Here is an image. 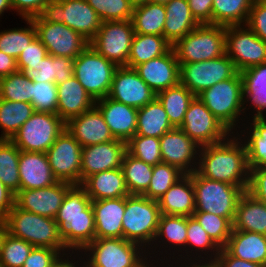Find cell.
Returning a JSON list of instances; mask_svg holds the SVG:
<instances>
[{
    "label": "cell",
    "mask_w": 266,
    "mask_h": 267,
    "mask_svg": "<svg viewBox=\"0 0 266 267\" xmlns=\"http://www.w3.org/2000/svg\"><path fill=\"white\" fill-rule=\"evenodd\" d=\"M164 6L166 9V21L163 28V36L173 45L195 29L199 23L191 14L188 0H170Z\"/></svg>",
    "instance_id": "cell-34"
},
{
    "label": "cell",
    "mask_w": 266,
    "mask_h": 267,
    "mask_svg": "<svg viewBox=\"0 0 266 267\" xmlns=\"http://www.w3.org/2000/svg\"><path fill=\"white\" fill-rule=\"evenodd\" d=\"M95 238H123L122 219L125 197L92 200Z\"/></svg>",
    "instance_id": "cell-28"
},
{
    "label": "cell",
    "mask_w": 266,
    "mask_h": 267,
    "mask_svg": "<svg viewBox=\"0 0 266 267\" xmlns=\"http://www.w3.org/2000/svg\"><path fill=\"white\" fill-rule=\"evenodd\" d=\"M62 254L52 248L34 247L23 267H53Z\"/></svg>",
    "instance_id": "cell-56"
},
{
    "label": "cell",
    "mask_w": 266,
    "mask_h": 267,
    "mask_svg": "<svg viewBox=\"0 0 266 267\" xmlns=\"http://www.w3.org/2000/svg\"><path fill=\"white\" fill-rule=\"evenodd\" d=\"M232 230L266 235V204L245 191L238 200Z\"/></svg>",
    "instance_id": "cell-35"
},
{
    "label": "cell",
    "mask_w": 266,
    "mask_h": 267,
    "mask_svg": "<svg viewBox=\"0 0 266 267\" xmlns=\"http://www.w3.org/2000/svg\"><path fill=\"white\" fill-rule=\"evenodd\" d=\"M18 71L16 59L0 51V78Z\"/></svg>",
    "instance_id": "cell-63"
},
{
    "label": "cell",
    "mask_w": 266,
    "mask_h": 267,
    "mask_svg": "<svg viewBox=\"0 0 266 267\" xmlns=\"http://www.w3.org/2000/svg\"><path fill=\"white\" fill-rule=\"evenodd\" d=\"M65 130L57 114L35 111L10 140L20 151L46 153Z\"/></svg>",
    "instance_id": "cell-11"
},
{
    "label": "cell",
    "mask_w": 266,
    "mask_h": 267,
    "mask_svg": "<svg viewBox=\"0 0 266 267\" xmlns=\"http://www.w3.org/2000/svg\"><path fill=\"white\" fill-rule=\"evenodd\" d=\"M18 166L20 190L45 188L58 181L44 152L20 151Z\"/></svg>",
    "instance_id": "cell-26"
},
{
    "label": "cell",
    "mask_w": 266,
    "mask_h": 267,
    "mask_svg": "<svg viewBox=\"0 0 266 267\" xmlns=\"http://www.w3.org/2000/svg\"><path fill=\"white\" fill-rule=\"evenodd\" d=\"M134 70L156 94L180 83V64L173 49L135 66Z\"/></svg>",
    "instance_id": "cell-23"
},
{
    "label": "cell",
    "mask_w": 266,
    "mask_h": 267,
    "mask_svg": "<svg viewBox=\"0 0 266 267\" xmlns=\"http://www.w3.org/2000/svg\"><path fill=\"white\" fill-rule=\"evenodd\" d=\"M7 233V227L4 220H0V249L2 247V242Z\"/></svg>",
    "instance_id": "cell-66"
},
{
    "label": "cell",
    "mask_w": 266,
    "mask_h": 267,
    "mask_svg": "<svg viewBox=\"0 0 266 267\" xmlns=\"http://www.w3.org/2000/svg\"><path fill=\"white\" fill-rule=\"evenodd\" d=\"M102 22L131 20L133 6L128 0H86Z\"/></svg>",
    "instance_id": "cell-52"
},
{
    "label": "cell",
    "mask_w": 266,
    "mask_h": 267,
    "mask_svg": "<svg viewBox=\"0 0 266 267\" xmlns=\"http://www.w3.org/2000/svg\"><path fill=\"white\" fill-rule=\"evenodd\" d=\"M49 0H11L12 10L22 19L39 16Z\"/></svg>",
    "instance_id": "cell-58"
},
{
    "label": "cell",
    "mask_w": 266,
    "mask_h": 267,
    "mask_svg": "<svg viewBox=\"0 0 266 267\" xmlns=\"http://www.w3.org/2000/svg\"><path fill=\"white\" fill-rule=\"evenodd\" d=\"M53 267H88V266L84 256L80 252H70L65 255H62L59 258V260L54 264Z\"/></svg>",
    "instance_id": "cell-62"
},
{
    "label": "cell",
    "mask_w": 266,
    "mask_h": 267,
    "mask_svg": "<svg viewBox=\"0 0 266 267\" xmlns=\"http://www.w3.org/2000/svg\"><path fill=\"white\" fill-rule=\"evenodd\" d=\"M195 97L196 96L181 83L156 94V98L162 104L167 113L168 120L174 128H179L181 126L187 109Z\"/></svg>",
    "instance_id": "cell-40"
},
{
    "label": "cell",
    "mask_w": 266,
    "mask_h": 267,
    "mask_svg": "<svg viewBox=\"0 0 266 267\" xmlns=\"http://www.w3.org/2000/svg\"><path fill=\"white\" fill-rule=\"evenodd\" d=\"M162 162L178 167L185 174L196 171L200 146L180 128H173L160 138Z\"/></svg>",
    "instance_id": "cell-19"
},
{
    "label": "cell",
    "mask_w": 266,
    "mask_h": 267,
    "mask_svg": "<svg viewBox=\"0 0 266 267\" xmlns=\"http://www.w3.org/2000/svg\"><path fill=\"white\" fill-rule=\"evenodd\" d=\"M246 25L266 42V0H254Z\"/></svg>",
    "instance_id": "cell-55"
},
{
    "label": "cell",
    "mask_w": 266,
    "mask_h": 267,
    "mask_svg": "<svg viewBox=\"0 0 266 267\" xmlns=\"http://www.w3.org/2000/svg\"><path fill=\"white\" fill-rule=\"evenodd\" d=\"M71 185L57 181L45 188L19 190L15 194L14 204L22 210L55 219Z\"/></svg>",
    "instance_id": "cell-21"
},
{
    "label": "cell",
    "mask_w": 266,
    "mask_h": 267,
    "mask_svg": "<svg viewBox=\"0 0 266 267\" xmlns=\"http://www.w3.org/2000/svg\"><path fill=\"white\" fill-rule=\"evenodd\" d=\"M179 64L180 83L195 96L239 72L226 54L212 60Z\"/></svg>",
    "instance_id": "cell-13"
},
{
    "label": "cell",
    "mask_w": 266,
    "mask_h": 267,
    "mask_svg": "<svg viewBox=\"0 0 266 267\" xmlns=\"http://www.w3.org/2000/svg\"><path fill=\"white\" fill-rule=\"evenodd\" d=\"M179 128L200 147L220 143L232 134L197 97L191 101Z\"/></svg>",
    "instance_id": "cell-17"
},
{
    "label": "cell",
    "mask_w": 266,
    "mask_h": 267,
    "mask_svg": "<svg viewBox=\"0 0 266 267\" xmlns=\"http://www.w3.org/2000/svg\"><path fill=\"white\" fill-rule=\"evenodd\" d=\"M121 169L129 193L142 195L149 187L153 166L146 164L126 151Z\"/></svg>",
    "instance_id": "cell-44"
},
{
    "label": "cell",
    "mask_w": 266,
    "mask_h": 267,
    "mask_svg": "<svg viewBox=\"0 0 266 267\" xmlns=\"http://www.w3.org/2000/svg\"><path fill=\"white\" fill-rule=\"evenodd\" d=\"M173 128L167 113L157 98L138 109L135 136L160 138Z\"/></svg>",
    "instance_id": "cell-38"
},
{
    "label": "cell",
    "mask_w": 266,
    "mask_h": 267,
    "mask_svg": "<svg viewBox=\"0 0 266 267\" xmlns=\"http://www.w3.org/2000/svg\"><path fill=\"white\" fill-rule=\"evenodd\" d=\"M189 175L194 187L195 211L225 217L233 224L236 206L244 191L238 186L205 178L197 171Z\"/></svg>",
    "instance_id": "cell-8"
},
{
    "label": "cell",
    "mask_w": 266,
    "mask_h": 267,
    "mask_svg": "<svg viewBox=\"0 0 266 267\" xmlns=\"http://www.w3.org/2000/svg\"><path fill=\"white\" fill-rule=\"evenodd\" d=\"M171 49L172 45L164 36L135 33L126 67L134 68L143 62L167 54Z\"/></svg>",
    "instance_id": "cell-39"
},
{
    "label": "cell",
    "mask_w": 266,
    "mask_h": 267,
    "mask_svg": "<svg viewBox=\"0 0 266 267\" xmlns=\"http://www.w3.org/2000/svg\"><path fill=\"white\" fill-rule=\"evenodd\" d=\"M115 139L128 142L136 134L138 109L108 96L95 101Z\"/></svg>",
    "instance_id": "cell-25"
},
{
    "label": "cell",
    "mask_w": 266,
    "mask_h": 267,
    "mask_svg": "<svg viewBox=\"0 0 266 267\" xmlns=\"http://www.w3.org/2000/svg\"><path fill=\"white\" fill-rule=\"evenodd\" d=\"M196 171L205 178L247 191L250 168L246 147L241 138L232 133L220 143L201 146Z\"/></svg>",
    "instance_id": "cell-1"
},
{
    "label": "cell",
    "mask_w": 266,
    "mask_h": 267,
    "mask_svg": "<svg viewBox=\"0 0 266 267\" xmlns=\"http://www.w3.org/2000/svg\"><path fill=\"white\" fill-rule=\"evenodd\" d=\"M34 112L30 103L0 99V139L10 140Z\"/></svg>",
    "instance_id": "cell-43"
},
{
    "label": "cell",
    "mask_w": 266,
    "mask_h": 267,
    "mask_svg": "<svg viewBox=\"0 0 266 267\" xmlns=\"http://www.w3.org/2000/svg\"><path fill=\"white\" fill-rule=\"evenodd\" d=\"M91 202L81 184H72L55 217L63 243L70 252H81L95 239V220Z\"/></svg>",
    "instance_id": "cell-2"
},
{
    "label": "cell",
    "mask_w": 266,
    "mask_h": 267,
    "mask_svg": "<svg viewBox=\"0 0 266 267\" xmlns=\"http://www.w3.org/2000/svg\"><path fill=\"white\" fill-rule=\"evenodd\" d=\"M26 27H14L0 31V51L17 59L26 47L37 36L32 19H22Z\"/></svg>",
    "instance_id": "cell-46"
},
{
    "label": "cell",
    "mask_w": 266,
    "mask_h": 267,
    "mask_svg": "<svg viewBox=\"0 0 266 267\" xmlns=\"http://www.w3.org/2000/svg\"><path fill=\"white\" fill-rule=\"evenodd\" d=\"M224 249L233 257L266 266V235L232 230Z\"/></svg>",
    "instance_id": "cell-32"
},
{
    "label": "cell",
    "mask_w": 266,
    "mask_h": 267,
    "mask_svg": "<svg viewBox=\"0 0 266 267\" xmlns=\"http://www.w3.org/2000/svg\"><path fill=\"white\" fill-rule=\"evenodd\" d=\"M37 37L46 47L48 54L67 58H77L90 42L64 23L44 21L40 16L32 18Z\"/></svg>",
    "instance_id": "cell-16"
},
{
    "label": "cell",
    "mask_w": 266,
    "mask_h": 267,
    "mask_svg": "<svg viewBox=\"0 0 266 267\" xmlns=\"http://www.w3.org/2000/svg\"><path fill=\"white\" fill-rule=\"evenodd\" d=\"M179 63L212 60L226 54V27L199 24L172 45Z\"/></svg>",
    "instance_id": "cell-7"
},
{
    "label": "cell",
    "mask_w": 266,
    "mask_h": 267,
    "mask_svg": "<svg viewBox=\"0 0 266 267\" xmlns=\"http://www.w3.org/2000/svg\"><path fill=\"white\" fill-rule=\"evenodd\" d=\"M247 192L258 201L266 204V167L250 169Z\"/></svg>",
    "instance_id": "cell-57"
},
{
    "label": "cell",
    "mask_w": 266,
    "mask_h": 267,
    "mask_svg": "<svg viewBox=\"0 0 266 267\" xmlns=\"http://www.w3.org/2000/svg\"><path fill=\"white\" fill-rule=\"evenodd\" d=\"M4 221L7 233L13 237L23 239L34 247L55 249L62 255L70 253L53 218L22 210L14 204Z\"/></svg>",
    "instance_id": "cell-3"
},
{
    "label": "cell",
    "mask_w": 266,
    "mask_h": 267,
    "mask_svg": "<svg viewBox=\"0 0 266 267\" xmlns=\"http://www.w3.org/2000/svg\"><path fill=\"white\" fill-rule=\"evenodd\" d=\"M126 150L146 164L155 166L162 163L160 139L157 137L134 136L126 143Z\"/></svg>",
    "instance_id": "cell-51"
},
{
    "label": "cell",
    "mask_w": 266,
    "mask_h": 267,
    "mask_svg": "<svg viewBox=\"0 0 266 267\" xmlns=\"http://www.w3.org/2000/svg\"><path fill=\"white\" fill-rule=\"evenodd\" d=\"M47 55L49 54L46 47L36 36L16 59L18 71H22L24 68L37 70Z\"/></svg>",
    "instance_id": "cell-54"
},
{
    "label": "cell",
    "mask_w": 266,
    "mask_h": 267,
    "mask_svg": "<svg viewBox=\"0 0 266 267\" xmlns=\"http://www.w3.org/2000/svg\"><path fill=\"white\" fill-rule=\"evenodd\" d=\"M20 150L11 140L0 139V180L16 194L20 190Z\"/></svg>",
    "instance_id": "cell-45"
},
{
    "label": "cell",
    "mask_w": 266,
    "mask_h": 267,
    "mask_svg": "<svg viewBox=\"0 0 266 267\" xmlns=\"http://www.w3.org/2000/svg\"><path fill=\"white\" fill-rule=\"evenodd\" d=\"M219 252L199 222L193 216L187 217L186 262L213 263Z\"/></svg>",
    "instance_id": "cell-36"
},
{
    "label": "cell",
    "mask_w": 266,
    "mask_h": 267,
    "mask_svg": "<svg viewBox=\"0 0 266 267\" xmlns=\"http://www.w3.org/2000/svg\"><path fill=\"white\" fill-rule=\"evenodd\" d=\"M33 81L21 71L0 78V99L13 102L30 103Z\"/></svg>",
    "instance_id": "cell-48"
},
{
    "label": "cell",
    "mask_w": 266,
    "mask_h": 267,
    "mask_svg": "<svg viewBox=\"0 0 266 267\" xmlns=\"http://www.w3.org/2000/svg\"><path fill=\"white\" fill-rule=\"evenodd\" d=\"M170 262V263H169ZM156 267H215L214 263L208 262H181L177 260H165L155 264Z\"/></svg>",
    "instance_id": "cell-64"
},
{
    "label": "cell",
    "mask_w": 266,
    "mask_h": 267,
    "mask_svg": "<svg viewBox=\"0 0 266 267\" xmlns=\"http://www.w3.org/2000/svg\"><path fill=\"white\" fill-rule=\"evenodd\" d=\"M82 146L67 131H63L46 151L52 173L58 181L81 184Z\"/></svg>",
    "instance_id": "cell-18"
},
{
    "label": "cell",
    "mask_w": 266,
    "mask_h": 267,
    "mask_svg": "<svg viewBox=\"0 0 266 267\" xmlns=\"http://www.w3.org/2000/svg\"><path fill=\"white\" fill-rule=\"evenodd\" d=\"M134 32L163 36L166 9L162 4L148 2L133 8L131 18Z\"/></svg>",
    "instance_id": "cell-41"
},
{
    "label": "cell",
    "mask_w": 266,
    "mask_h": 267,
    "mask_svg": "<svg viewBox=\"0 0 266 267\" xmlns=\"http://www.w3.org/2000/svg\"><path fill=\"white\" fill-rule=\"evenodd\" d=\"M133 7L147 4L150 0H128Z\"/></svg>",
    "instance_id": "cell-67"
},
{
    "label": "cell",
    "mask_w": 266,
    "mask_h": 267,
    "mask_svg": "<svg viewBox=\"0 0 266 267\" xmlns=\"http://www.w3.org/2000/svg\"><path fill=\"white\" fill-rule=\"evenodd\" d=\"M226 55L241 72L266 63V42L247 25L226 27Z\"/></svg>",
    "instance_id": "cell-15"
},
{
    "label": "cell",
    "mask_w": 266,
    "mask_h": 267,
    "mask_svg": "<svg viewBox=\"0 0 266 267\" xmlns=\"http://www.w3.org/2000/svg\"><path fill=\"white\" fill-rule=\"evenodd\" d=\"M126 151V142L118 139L82 147L81 183L92 174L121 168Z\"/></svg>",
    "instance_id": "cell-22"
},
{
    "label": "cell",
    "mask_w": 266,
    "mask_h": 267,
    "mask_svg": "<svg viewBox=\"0 0 266 267\" xmlns=\"http://www.w3.org/2000/svg\"><path fill=\"white\" fill-rule=\"evenodd\" d=\"M33 248L27 241L6 233L0 249V262L4 267H23Z\"/></svg>",
    "instance_id": "cell-50"
},
{
    "label": "cell",
    "mask_w": 266,
    "mask_h": 267,
    "mask_svg": "<svg viewBox=\"0 0 266 267\" xmlns=\"http://www.w3.org/2000/svg\"><path fill=\"white\" fill-rule=\"evenodd\" d=\"M57 115L67 123L71 118L90 110L95 101L73 75L67 81L57 85Z\"/></svg>",
    "instance_id": "cell-29"
},
{
    "label": "cell",
    "mask_w": 266,
    "mask_h": 267,
    "mask_svg": "<svg viewBox=\"0 0 266 267\" xmlns=\"http://www.w3.org/2000/svg\"><path fill=\"white\" fill-rule=\"evenodd\" d=\"M184 175L185 173L174 165L163 162L156 164L153 166L149 187L142 195L157 201Z\"/></svg>",
    "instance_id": "cell-47"
},
{
    "label": "cell",
    "mask_w": 266,
    "mask_h": 267,
    "mask_svg": "<svg viewBox=\"0 0 266 267\" xmlns=\"http://www.w3.org/2000/svg\"><path fill=\"white\" fill-rule=\"evenodd\" d=\"M186 242L187 216L161 214L156 236L147 251L151 264L165 260L186 262Z\"/></svg>",
    "instance_id": "cell-12"
},
{
    "label": "cell",
    "mask_w": 266,
    "mask_h": 267,
    "mask_svg": "<svg viewBox=\"0 0 266 267\" xmlns=\"http://www.w3.org/2000/svg\"><path fill=\"white\" fill-rule=\"evenodd\" d=\"M240 75L243 84V108L246 118L266 117L264 114L266 113V63L244 69ZM247 110L251 111V114L248 113L249 118L246 113ZM250 115L252 116L250 117Z\"/></svg>",
    "instance_id": "cell-27"
},
{
    "label": "cell",
    "mask_w": 266,
    "mask_h": 267,
    "mask_svg": "<svg viewBox=\"0 0 266 267\" xmlns=\"http://www.w3.org/2000/svg\"><path fill=\"white\" fill-rule=\"evenodd\" d=\"M169 1L170 0H150V2H152V3H157V4H162V5H165Z\"/></svg>",
    "instance_id": "cell-68"
},
{
    "label": "cell",
    "mask_w": 266,
    "mask_h": 267,
    "mask_svg": "<svg viewBox=\"0 0 266 267\" xmlns=\"http://www.w3.org/2000/svg\"><path fill=\"white\" fill-rule=\"evenodd\" d=\"M215 267H266L254 262L231 256L224 248L220 249L215 261Z\"/></svg>",
    "instance_id": "cell-60"
},
{
    "label": "cell",
    "mask_w": 266,
    "mask_h": 267,
    "mask_svg": "<svg viewBox=\"0 0 266 267\" xmlns=\"http://www.w3.org/2000/svg\"><path fill=\"white\" fill-rule=\"evenodd\" d=\"M8 10H12L11 0H0V17Z\"/></svg>",
    "instance_id": "cell-65"
},
{
    "label": "cell",
    "mask_w": 266,
    "mask_h": 267,
    "mask_svg": "<svg viewBox=\"0 0 266 267\" xmlns=\"http://www.w3.org/2000/svg\"><path fill=\"white\" fill-rule=\"evenodd\" d=\"M108 97L139 109L152 102L156 98V93L134 68L121 66L114 73Z\"/></svg>",
    "instance_id": "cell-20"
},
{
    "label": "cell",
    "mask_w": 266,
    "mask_h": 267,
    "mask_svg": "<svg viewBox=\"0 0 266 267\" xmlns=\"http://www.w3.org/2000/svg\"><path fill=\"white\" fill-rule=\"evenodd\" d=\"M134 34L131 20L104 21L90 46L118 67L127 66Z\"/></svg>",
    "instance_id": "cell-14"
},
{
    "label": "cell",
    "mask_w": 266,
    "mask_h": 267,
    "mask_svg": "<svg viewBox=\"0 0 266 267\" xmlns=\"http://www.w3.org/2000/svg\"><path fill=\"white\" fill-rule=\"evenodd\" d=\"M88 267H150L147 251L124 238H95L80 252Z\"/></svg>",
    "instance_id": "cell-5"
},
{
    "label": "cell",
    "mask_w": 266,
    "mask_h": 267,
    "mask_svg": "<svg viewBox=\"0 0 266 267\" xmlns=\"http://www.w3.org/2000/svg\"><path fill=\"white\" fill-rule=\"evenodd\" d=\"M81 185L86 189L91 200L121 198L130 195L121 168L92 174Z\"/></svg>",
    "instance_id": "cell-30"
},
{
    "label": "cell",
    "mask_w": 266,
    "mask_h": 267,
    "mask_svg": "<svg viewBox=\"0 0 266 267\" xmlns=\"http://www.w3.org/2000/svg\"><path fill=\"white\" fill-rule=\"evenodd\" d=\"M15 194L0 180V220H4L14 206Z\"/></svg>",
    "instance_id": "cell-61"
},
{
    "label": "cell",
    "mask_w": 266,
    "mask_h": 267,
    "mask_svg": "<svg viewBox=\"0 0 266 267\" xmlns=\"http://www.w3.org/2000/svg\"><path fill=\"white\" fill-rule=\"evenodd\" d=\"M39 16L46 22L64 23L89 42L94 39L102 23L86 0H49Z\"/></svg>",
    "instance_id": "cell-9"
},
{
    "label": "cell",
    "mask_w": 266,
    "mask_h": 267,
    "mask_svg": "<svg viewBox=\"0 0 266 267\" xmlns=\"http://www.w3.org/2000/svg\"><path fill=\"white\" fill-rule=\"evenodd\" d=\"M66 130L82 147L115 140L103 115L95 105L83 114L71 118L66 123Z\"/></svg>",
    "instance_id": "cell-24"
},
{
    "label": "cell",
    "mask_w": 266,
    "mask_h": 267,
    "mask_svg": "<svg viewBox=\"0 0 266 267\" xmlns=\"http://www.w3.org/2000/svg\"><path fill=\"white\" fill-rule=\"evenodd\" d=\"M192 216L220 249L226 246L233 229V224L227 218L203 211H194Z\"/></svg>",
    "instance_id": "cell-49"
},
{
    "label": "cell",
    "mask_w": 266,
    "mask_h": 267,
    "mask_svg": "<svg viewBox=\"0 0 266 267\" xmlns=\"http://www.w3.org/2000/svg\"><path fill=\"white\" fill-rule=\"evenodd\" d=\"M192 16L199 24H212L213 0H188Z\"/></svg>",
    "instance_id": "cell-59"
},
{
    "label": "cell",
    "mask_w": 266,
    "mask_h": 267,
    "mask_svg": "<svg viewBox=\"0 0 266 267\" xmlns=\"http://www.w3.org/2000/svg\"><path fill=\"white\" fill-rule=\"evenodd\" d=\"M31 105L34 111L57 114V85L50 82H33Z\"/></svg>",
    "instance_id": "cell-53"
},
{
    "label": "cell",
    "mask_w": 266,
    "mask_h": 267,
    "mask_svg": "<svg viewBox=\"0 0 266 267\" xmlns=\"http://www.w3.org/2000/svg\"><path fill=\"white\" fill-rule=\"evenodd\" d=\"M254 0H213L212 24L246 25Z\"/></svg>",
    "instance_id": "cell-42"
},
{
    "label": "cell",
    "mask_w": 266,
    "mask_h": 267,
    "mask_svg": "<svg viewBox=\"0 0 266 267\" xmlns=\"http://www.w3.org/2000/svg\"><path fill=\"white\" fill-rule=\"evenodd\" d=\"M157 201L161 214L192 216L195 211L192 177L185 174Z\"/></svg>",
    "instance_id": "cell-31"
},
{
    "label": "cell",
    "mask_w": 266,
    "mask_h": 267,
    "mask_svg": "<svg viewBox=\"0 0 266 267\" xmlns=\"http://www.w3.org/2000/svg\"><path fill=\"white\" fill-rule=\"evenodd\" d=\"M160 216L158 201L143 195H128L122 219L123 238L148 251L156 236Z\"/></svg>",
    "instance_id": "cell-6"
},
{
    "label": "cell",
    "mask_w": 266,
    "mask_h": 267,
    "mask_svg": "<svg viewBox=\"0 0 266 267\" xmlns=\"http://www.w3.org/2000/svg\"><path fill=\"white\" fill-rule=\"evenodd\" d=\"M74 61L73 58L47 55L37 70L24 68L21 72L33 82H50L58 85L73 76Z\"/></svg>",
    "instance_id": "cell-37"
},
{
    "label": "cell",
    "mask_w": 266,
    "mask_h": 267,
    "mask_svg": "<svg viewBox=\"0 0 266 267\" xmlns=\"http://www.w3.org/2000/svg\"><path fill=\"white\" fill-rule=\"evenodd\" d=\"M246 123L236 134L246 147L249 168H264L266 167V117L252 118Z\"/></svg>",
    "instance_id": "cell-33"
},
{
    "label": "cell",
    "mask_w": 266,
    "mask_h": 267,
    "mask_svg": "<svg viewBox=\"0 0 266 267\" xmlns=\"http://www.w3.org/2000/svg\"><path fill=\"white\" fill-rule=\"evenodd\" d=\"M118 66L90 45L74 61L73 75L90 97L97 101L108 96Z\"/></svg>",
    "instance_id": "cell-10"
},
{
    "label": "cell",
    "mask_w": 266,
    "mask_h": 267,
    "mask_svg": "<svg viewBox=\"0 0 266 267\" xmlns=\"http://www.w3.org/2000/svg\"><path fill=\"white\" fill-rule=\"evenodd\" d=\"M196 97L231 133L235 131L237 133L240 126L245 124L242 122L247 121L243 108V84L240 72L205 89Z\"/></svg>",
    "instance_id": "cell-4"
}]
</instances>
